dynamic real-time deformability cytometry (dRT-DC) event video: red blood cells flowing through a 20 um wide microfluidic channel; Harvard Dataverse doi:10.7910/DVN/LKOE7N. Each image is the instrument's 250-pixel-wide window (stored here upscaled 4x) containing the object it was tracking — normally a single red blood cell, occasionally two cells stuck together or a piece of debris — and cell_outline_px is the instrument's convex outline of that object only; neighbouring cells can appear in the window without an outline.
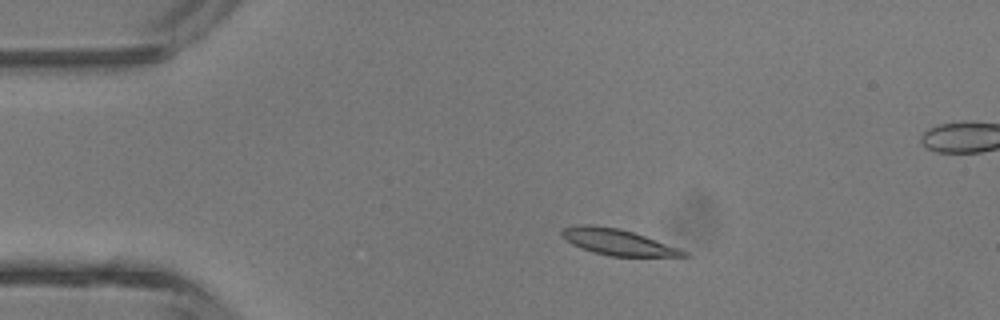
{"species": "common noctule bat (a hibernating species)", "species_latin": "Nyctalus noctula", "temperature_condition": "room temperature", "stored_images_in_passage": 4, "segment_of_instrument_passage": [1, 2], "camera_frame_rate_fps": 3000, "um_per_image_px": 0.085, "animal": {"sex": "male", "body_mass_g": 13.3}, "frame": {"image": 1, "passage_image": 2, "time_ms": 1.0, "image_size_px": [1000, 320], "cell_outline_px": [[692, 256], [612, 256], [592, 252], [572, 244], [560, 232], [564, 228], [580, 224], [592, 224], [620, 228], [644, 236], [688, 252]], "centroid_in_image_um": [52.49, 20.57], "position_along_channel_um": 32.5, "area_um2": 18.09}}